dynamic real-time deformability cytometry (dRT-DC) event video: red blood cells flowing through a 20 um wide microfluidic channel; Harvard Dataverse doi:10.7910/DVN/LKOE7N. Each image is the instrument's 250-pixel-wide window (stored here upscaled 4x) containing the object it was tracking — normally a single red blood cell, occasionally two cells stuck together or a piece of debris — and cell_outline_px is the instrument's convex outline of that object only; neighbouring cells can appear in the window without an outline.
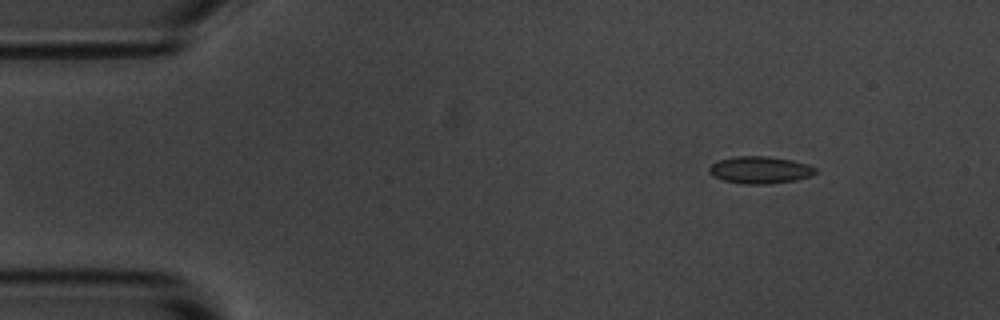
{"species": "common noctule bat (a hibernating species)", "species_latin": "Nyctalus noctula", "temperature_condition": "room temperature", "stored_images_in_passage": 5, "camera_frame_rate_fps": 3000, "um_per_image_px": 0.085, "animal": {"sex": "male", "body_mass_g": 20.1, "forearm_length_mm": 53.5}, "frame": {"image": 1, "passage_image": 1, "time_ms": 0.0, "image_size_px": [1000, 320], "cell_outline_px": [[816, 172], [812, 176], [796, 180], [768, 184], [744, 184], [724, 180], [712, 176], [708, 172], [708, 168], [712, 164], [720, 160], [736, 156], [768, 156], [792, 160], [808, 164], [816, 168]], "centroid_in_image_um": [64.61, 14.45], "position_along_channel_um": 20.4, "area_um2": 16.88}}
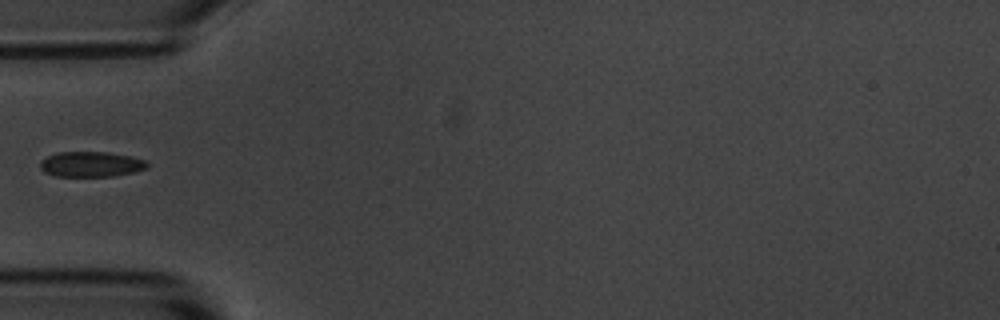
{"frame": {"image": 2, "passage_image": 4, "time_ms": 3.667, "image_size_px": [1000, 320], "cell_outline_px": [[148, 168], [136, 172], [112, 176], [56, 176], [44, 172], [40, 168], [40, 160], [48, 156], [60, 152], [108, 152], [128, 156], [144, 160], [148, 164]], "centroid_in_image_um": [7.73, 13.96], "position_along_channel_um": 77.3, "area_um2": 15.72}}